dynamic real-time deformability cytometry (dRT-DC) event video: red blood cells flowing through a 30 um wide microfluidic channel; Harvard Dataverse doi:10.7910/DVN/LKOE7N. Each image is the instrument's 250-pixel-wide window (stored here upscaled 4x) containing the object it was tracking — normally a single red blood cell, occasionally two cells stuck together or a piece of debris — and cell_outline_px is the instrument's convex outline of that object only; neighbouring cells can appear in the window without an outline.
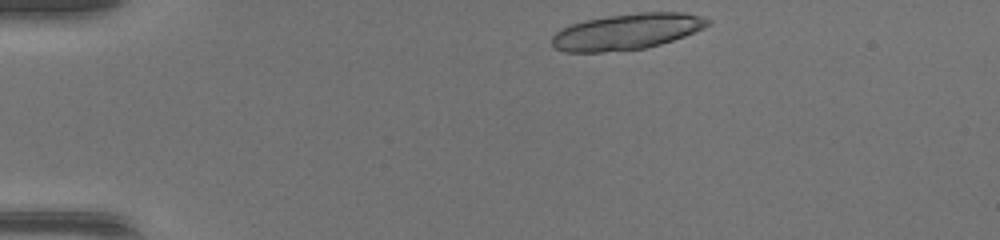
{"species": "common noctule bat (a hibernating species)", "species_latin": "Nyctalus noctula", "temperature_condition": "warm", "stored_images_in_passage": 10, "camera_frame_rate_fps": 3000, "um_per_image_px": 0.085, "animal": {"sex": "female", "body_mass_g": 17.0, "forearm_length_mm": 48.0}, "frame": {"image": 1, "passage_image": 1, "time_ms": 0.0, "image_size_px": [1000, 240], "cell_outline_px": [[712, 20], [704, 28], [684, 36], [660, 44], [644, 48], [604, 52], [564, 52], [556, 48], [552, 44], [552, 36], [560, 28], [584, 20], [608, 16], [636, 12], [684, 12], [700, 16]], "centroid_in_image_um": [53.26, 2.68], "position_along_channel_um": 31.7, "area_um2": 32.66}}